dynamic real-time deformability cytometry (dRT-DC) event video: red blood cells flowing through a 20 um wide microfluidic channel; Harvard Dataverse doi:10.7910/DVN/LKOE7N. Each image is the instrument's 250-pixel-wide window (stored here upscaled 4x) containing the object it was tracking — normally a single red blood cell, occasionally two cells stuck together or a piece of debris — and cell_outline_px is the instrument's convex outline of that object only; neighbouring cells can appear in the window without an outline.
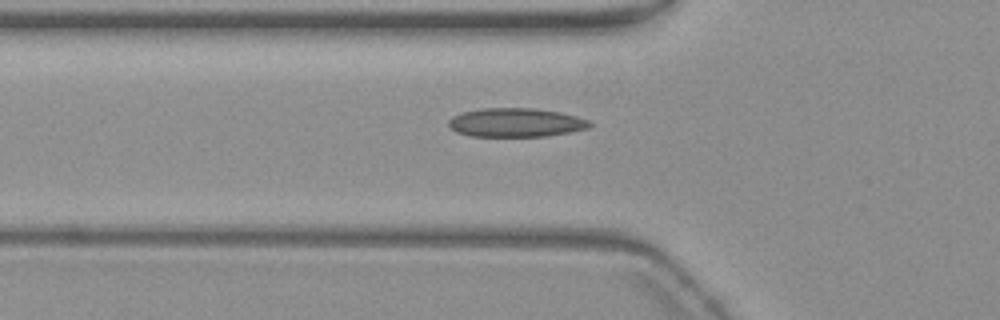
{"species": "common noctule bat (a hibernating species)", "species_latin": "Nyctalus noctula", "temperature_condition": "warm", "stored_images_in_passage": 20, "camera_frame_rate_fps": 3000, "um_per_image_px": 0.085, "animal": {"sex": "female", "body_mass_g": 19.3, "forearm_length_mm": 54.1}, "frame": {"image": 1, "passage_image": 2, "time_ms": 0.333, "image_size_px": [1000, 320], "cell_outline_px": [[592, 124], [588, 128], [572, 132], [544, 136], [472, 136], [456, 132], [448, 124], [448, 120], [452, 116], [460, 112], [480, 108], [532, 108], [560, 112], [592, 120]], "centroid_in_image_um": [43.85, 10.41], "position_along_channel_um": 81.9, "area_um2": 23.87}}
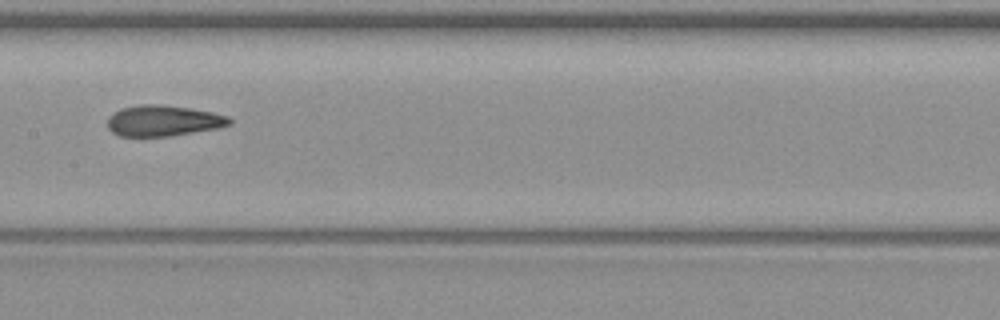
{"frame": {"image": 2, "passage_image": 11, "time_ms": 3.333, "image_size_px": [1000, 320], "cell_outline_px": [[232, 124], [216, 128], [168, 136], [120, 136], [112, 132], [108, 128], [108, 116], [120, 108], [140, 104], [160, 104], [192, 108], [212, 112], [228, 116], [232, 120]], "centroid_in_image_um": [13.86, 10.24], "position_along_channel_um": 193.5, "area_um2": 21.96}}
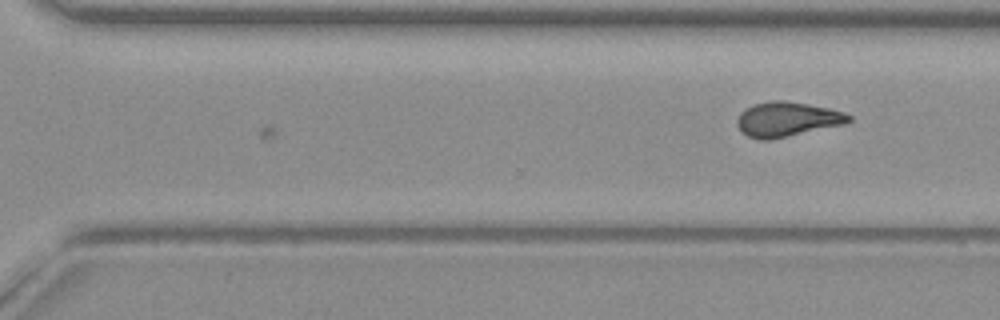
{"frame": {"image": 3, "passage_image": 20, "time_ms": 6.333, "image_size_px": [1000, 320], "cell_outline_px": [[852, 120], [844, 124], [768, 140], [760, 140], [748, 136], [740, 132], [736, 124], [736, 120], [740, 112], [752, 104], [772, 100], [784, 100], [808, 104], [828, 108], [844, 112], [852, 116]], "centroid_in_image_um": [66.86, 10.13], "position_along_channel_um": 303.7, "area_um2": 22.6}}